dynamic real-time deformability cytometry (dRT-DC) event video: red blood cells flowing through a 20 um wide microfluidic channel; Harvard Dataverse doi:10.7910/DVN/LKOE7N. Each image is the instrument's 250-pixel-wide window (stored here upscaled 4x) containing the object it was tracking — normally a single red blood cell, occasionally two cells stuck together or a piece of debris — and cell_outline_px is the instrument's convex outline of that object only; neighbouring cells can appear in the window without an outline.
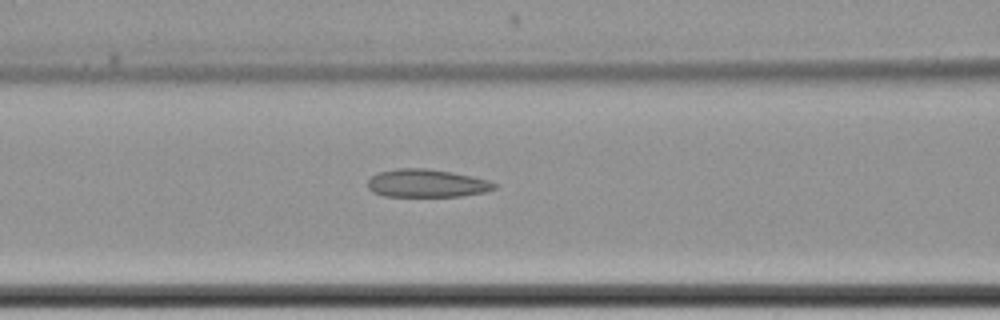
{"species": "common noctule bat (a hibernating species)", "species_latin": "Nyctalus noctula", "temperature_condition": "cold", "stored_images_in_passage": 6, "camera_frame_rate_fps": 3000, "um_per_image_px": 0.085, "animal": {"sex": "female", "body_mass_g": 22.7, "forearm_length_mm": 54.2}, "frame": {"image": 1, "passage_image": 6, "time_ms": 7.333, "image_size_px": [1000, 320], "cell_outline_px": [[496, 188], [488, 192], [460, 196], [384, 196], [372, 192], [368, 188], [368, 180], [372, 176], [380, 172], [396, 168], [424, 168], [452, 172], [472, 176], [488, 180], [496, 184]], "centroid_in_image_um": [36.28, 15.58], "position_along_channel_um": 130.3, "area_um2": 20.69}}